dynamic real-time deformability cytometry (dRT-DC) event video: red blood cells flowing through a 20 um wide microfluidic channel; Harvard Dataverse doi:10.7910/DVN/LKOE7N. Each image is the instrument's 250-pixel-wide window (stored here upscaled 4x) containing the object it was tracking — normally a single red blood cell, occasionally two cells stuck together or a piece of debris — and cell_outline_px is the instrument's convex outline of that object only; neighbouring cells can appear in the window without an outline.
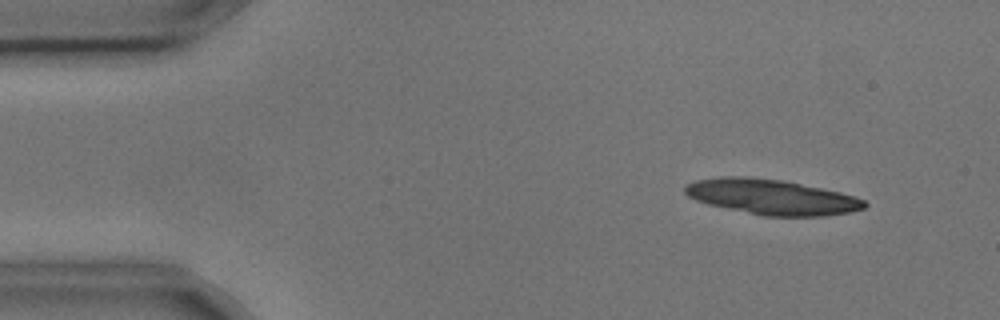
{"species": "common noctule bat (a hibernating species)", "species_latin": "Nyctalus noctula", "temperature_condition": "cold", "stored_images_in_passage": 6, "camera_frame_rate_fps": 3000, "um_per_image_px": 0.085, "animal": {"sex": "male", "body_mass_g": 17.9, "forearm_length_mm": 54.2}, "frame": {"image": 1, "passage_image": 2, "time_ms": 0.333, "image_size_px": [1000, 320], "cell_outline_px": [[868, 204], [864, 208], [852, 212], [824, 216], [760, 216], [708, 204], [696, 200], [688, 196], [684, 192], [684, 184], [696, 180], [720, 176], [744, 176], [780, 180], [840, 192], [864, 200]], "centroid_in_image_um": [65.55, 16.75], "position_along_channel_um": 19.5, "area_um2": 36.88}}
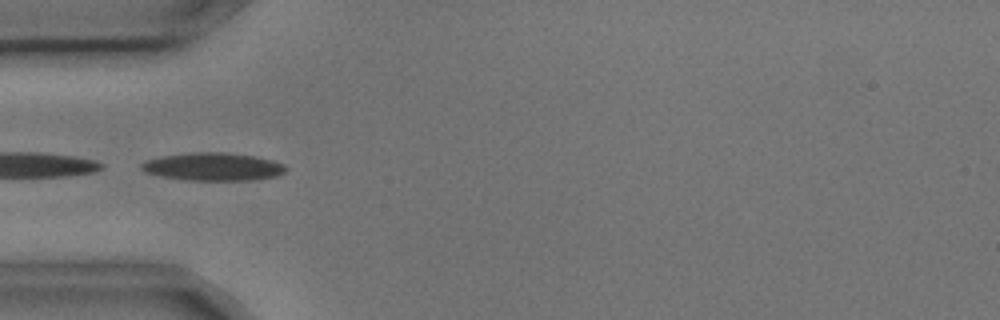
{"frame": {"image": 2, "passage_image": 5, "time_ms": 1.333, "image_size_px": [1000, 320], "cell_outline_px": [[288, 168], [284, 172], [276, 176], [252, 180], [184, 180], [144, 172], [140, 168], [140, 164], [144, 160], [164, 156], [196, 152], [220, 152], [252, 156], [272, 160], [284, 164]], "centroid_in_image_um": [18.1, 14.17], "position_along_channel_um": 66.9, "area_um2": 23.29}}